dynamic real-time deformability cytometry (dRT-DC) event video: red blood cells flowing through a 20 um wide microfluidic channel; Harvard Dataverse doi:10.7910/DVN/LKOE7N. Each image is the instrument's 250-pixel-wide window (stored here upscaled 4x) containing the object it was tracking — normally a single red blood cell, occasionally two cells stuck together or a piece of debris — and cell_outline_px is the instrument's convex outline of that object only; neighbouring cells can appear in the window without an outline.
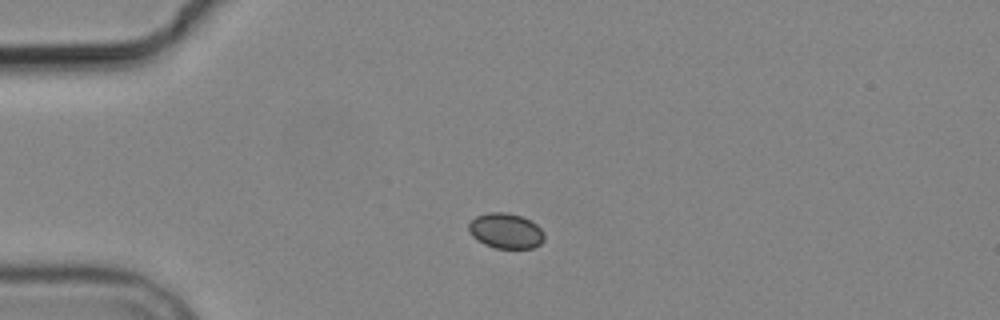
{"species": "common noctule bat (a hibernating species)", "species_latin": "Nyctalus noctula", "temperature_condition": "cold", "stored_images_in_passage": 3, "camera_frame_rate_fps": 3000, "um_per_image_px": 0.085, "animal": {"sex": "male", "body_mass_g": 19.2, "forearm_length_mm": 51.8}, "frame": {"image": 1, "passage_image": 2, "time_ms": 1.333, "image_size_px": [1000, 320], "cell_outline_px": [[544, 240], [540, 244], [532, 248], [496, 248], [484, 244], [476, 240], [468, 232], [468, 224], [476, 216], [488, 212], [508, 212], [520, 216], [536, 224], [544, 232]], "centroid_in_image_um": [42.97, 19.62], "position_along_channel_um": 42.0, "area_um2": 15.61}}